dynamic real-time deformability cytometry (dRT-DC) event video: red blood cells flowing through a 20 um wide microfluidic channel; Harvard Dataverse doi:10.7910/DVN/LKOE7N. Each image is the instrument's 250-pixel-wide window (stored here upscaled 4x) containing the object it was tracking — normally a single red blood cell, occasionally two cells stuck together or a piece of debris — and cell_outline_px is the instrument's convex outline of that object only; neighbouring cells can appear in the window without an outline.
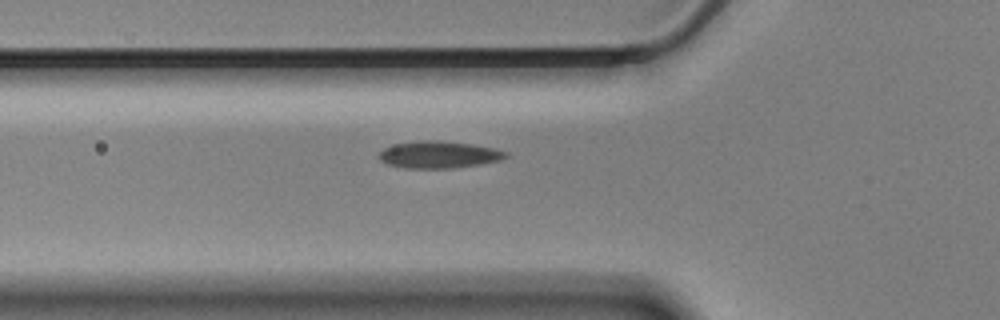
{"species": "Egyptian fruit bat (a non-hibernating species)", "species_latin": "Rousettus aegyptiacus", "temperature_condition": "cold", "stored_images_in_passage": 38, "camera_frame_rate_fps": 3000, "um_per_image_px": 0.085, "animal": {"sex": "male"}, "frame": {"image": 1, "passage_image": 2, "time_ms": 0.333, "image_size_px": [1000, 320], "cell_outline_px": [[508, 156], [500, 160], [480, 164], [452, 168], [404, 168], [388, 164], [380, 160], [380, 152], [384, 148], [396, 144], [424, 140], [436, 140], [472, 144], [496, 148], [508, 152]], "centroid_in_image_um": [37.34, 13.14], "position_along_channel_um": 88.5, "area_um2": 19.83}}
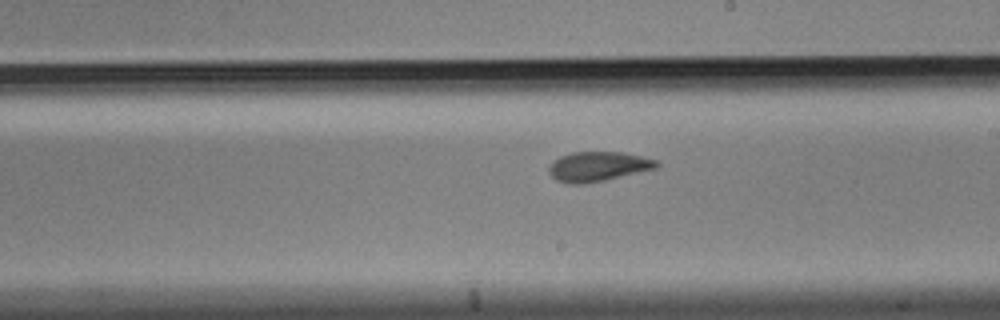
{"frame": {"image": 2, "passage_image": 15, "time_ms": 4.667, "image_size_px": [1000, 320], "cell_outline_px": [[660, 164], [656, 168], [604, 180], [584, 184], [568, 184], [556, 180], [548, 172], [548, 168], [552, 160], [560, 156], [572, 152], [624, 152], [656, 160]], "centroid_in_image_um": [50.78, 14.15], "position_along_channel_um": 238.2, "area_um2": 18.61}}
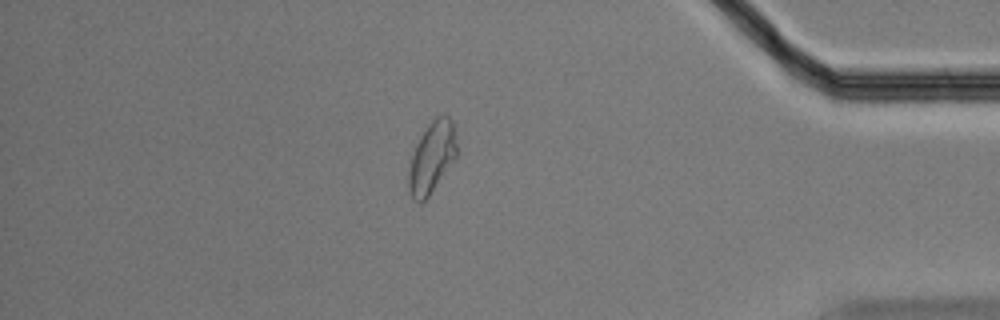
{"frame": {"image": 3, "passage_image": 32, "time_ms": 10.333, "image_size_px": [1000, 320], "cell_outline_px": [[456, 156], [428, 196], [420, 204], [412, 200], [408, 188], [408, 172], [412, 156], [416, 144], [420, 136], [428, 124], [436, 116], [448, 116], [452, 120], [456, 132]], "centroid_in_image_um": [36.69, 13.37], "position_along_channel_um": 398.5, "area_um2": 19.77}}